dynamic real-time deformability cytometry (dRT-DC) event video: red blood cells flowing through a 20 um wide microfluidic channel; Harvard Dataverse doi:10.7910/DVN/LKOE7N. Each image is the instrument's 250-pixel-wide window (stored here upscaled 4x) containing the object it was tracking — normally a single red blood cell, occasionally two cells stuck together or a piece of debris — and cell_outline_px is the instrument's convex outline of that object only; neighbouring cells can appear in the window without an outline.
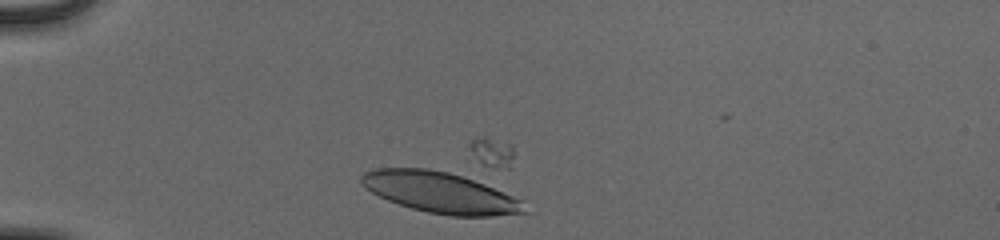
{"species": "human", "species_latin": "Homo sapiens", "temperature_condition": "cold", "stored_images_in_passage": 33, "camera_frame_rate_fps": 3000, "um_per_image_px": 0.085, "donor": {"sex": "male"}, "frame": {"image": 1, "passage_image": 1, "time_ms": 0.0, "image_size_px": [1000, 240], "cell_outline_px": [[532, 212], [492, 216], [452, 216], [428, 212], [412, 208], [388, 200], [364, 188], [360, 184], [360, 176], [364, 172], [376, 168], [428, 168], [448, 172], [484, 184], [524, 200]], "centroid_in_image_um": [37.46, 16.37], "position_along_channel_um": 47.5, "area_um2": 38.9}}
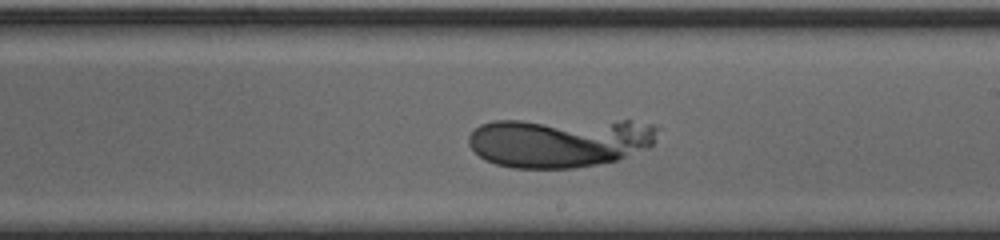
{"frame": {"image": 2, "passage_image": 19, "time_ms": 6.0, "image_size_px": [1000, 240], "cell_outline_px": [[660, 128], [652, 144], [648, 148], [616, 160], [596, 164], [572, 168], [512, 168], [496, 164], [484, 160], [468, 144], [468, 136], [480, 124], [492, 120], [628, 120], [652, 124]], "centroid_in_image_um": [47.56, 12.07], "position_along_channel_um": 241.4, "area_um2": 55.31}}
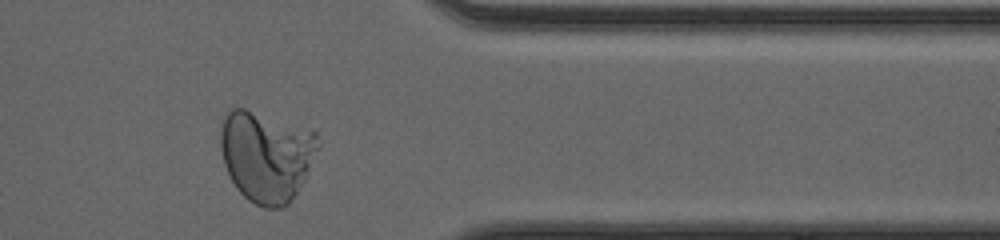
{"frame": {"image": 3, "passage_image": 31, "time_ms": 10.0, "image_size_px": [1000, 240], "cell_outline_px": [[320, 148], [304, 180], [288, 204], [280, 208], [264, 208], [248, 200], [236, 188], [224, 164], [220, 148], [220, 132], [224, 120], [228, 112], [232, 108], [244, 108], [316, 132], [320, 144]], "centroid_in_image_um": [22.64, 13.28], "position_along_channel_um": 388.8, "area_um2": 51.33}}